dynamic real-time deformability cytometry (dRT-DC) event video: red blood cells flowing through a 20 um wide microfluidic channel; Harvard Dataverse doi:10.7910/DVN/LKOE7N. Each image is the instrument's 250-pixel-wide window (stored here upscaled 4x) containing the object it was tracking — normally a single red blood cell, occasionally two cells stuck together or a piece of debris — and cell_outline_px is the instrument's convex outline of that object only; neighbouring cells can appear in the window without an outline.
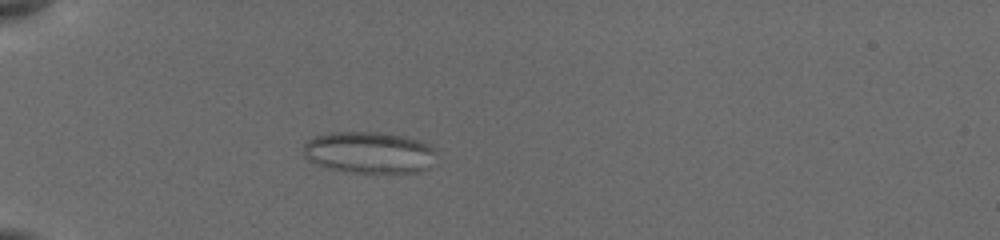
{"species": "common noctule bat (a hibernating species)", "species_latin": "Nyctalus noctula", "temperature_condition": "cold", "stored_images_in_passage": 24, "camera_frame_rate_fps": 3000, "um_per_image_px": 0.085, "animal": {"sex": "female", "body_mass_g": 19.5, "forearm_length_mm": 54.1}, "frame": {"image": 1, "passage_image": 15, "time_ms": 5.667, "image_size_px": [1000, 240], "cell_outline_px": [[436, 152], [428, 168], [420, 172], [352, 172], [328, 168], [308, 160], [304, 156], [304, 144], [308, 140], [316, 136], [332, 132], [380, 132], [404, 136], [420, 140], [428, 144]], "centroid_in_image_um": [31.38, 12.95], "position_along_channel_um": 53.6, "area_um2": 32.02}}
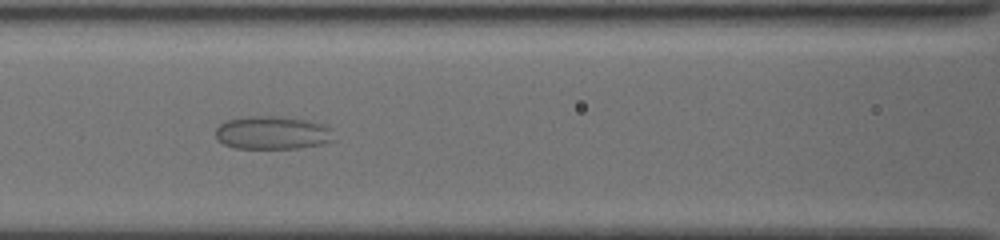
{"frame": {"image": 2, "passage_image": 23, "time_ms": 8.667, "image_size_px": [1000, 240], "cell_outline_px": [[332, 140], [320, 144], [296, 148], [236, 148], [224, 144], [216, 140], [216, 128], [220, 124], [228, 120], [252, 116], [272, 116], [304, 120], [320, 124], [328, 128]], "centroid_in_image_um": [23.06, 11.29], "position_along_channel_um": 143.5, "area_um2": 22.2}}
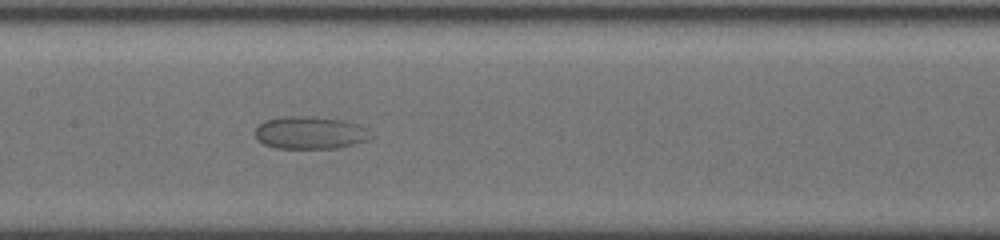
{"frame": {"image": 3, "passage_image": 24, "time_ms": 9.667, "image_size_px": [1000, 240], "cell_outline_px": [[368, 140], [336, 148], [276, 148], [264, 144], [256, 136], [256, 128], [260, 124], [268, 120], [288, 116], [304, 116], [336, 120], [352, 124], [364, 128]], "centroid_in_image_um": [26.26, 11.3], "position_along_channel_um": 181.1, "area_um2": 20.87}}